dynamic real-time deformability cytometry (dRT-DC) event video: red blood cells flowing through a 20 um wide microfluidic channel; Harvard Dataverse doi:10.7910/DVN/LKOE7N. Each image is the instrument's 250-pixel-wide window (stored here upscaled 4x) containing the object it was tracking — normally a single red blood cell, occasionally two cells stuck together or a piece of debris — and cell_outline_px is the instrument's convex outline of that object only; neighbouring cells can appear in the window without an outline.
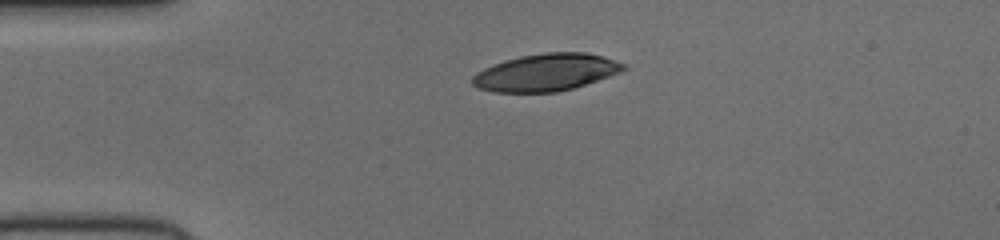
{"species": "human", "species_latin": "Homo sapiens", "temperature_condition": "cold", "stored_images_in_passage": 34, "camera_frame_rate_fps": 3000, "um_per_image_px": 0.085, "donor": {"sex": "female"}, "frame": {"image": 1, "passage_image": 1, "time_ms": 0.0, "image_size_px": [1000, 240], "cell_outline_px": [[628, 68], [620, 72], [572, 88], [556, 92], [492, 92], [480, 88], [472, 84], [472, 76], [476, 72], [484, 68], [504, 60], [520, 56], [544, 52], [584, 52], [600, 56], [628, 64]], "centroid_in_image_um": [46.39, 6.14], "position_along_channel_um": 38.6, "area_um2": 32.6}}
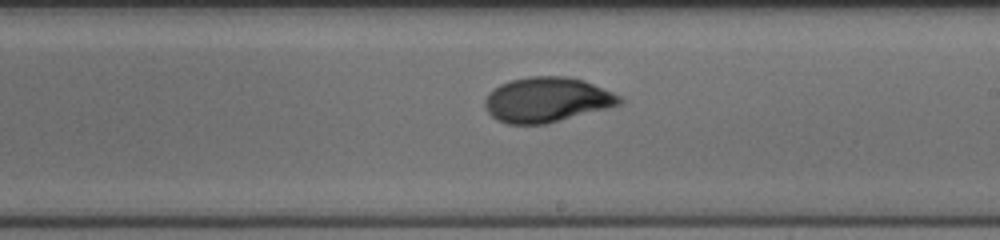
{"frame": {"image": 2, "passage_image": 19, "time_ms": 6.0, "image_size_px": [1000, 240], "cell_outline_px": [[624, 100], [620, 104], [544, 124], [508, 124], [496, 120], [484, 108], [484, 100], [488, 92], [492, 88], [508, 80], [528, 76], [568, 76], [584, 80], [612, 92], [620, 96]], "centroid_in_image_um": [46.41, 8.46], "position_along_channel_um": 242.6, "area_um2": 35.26}}
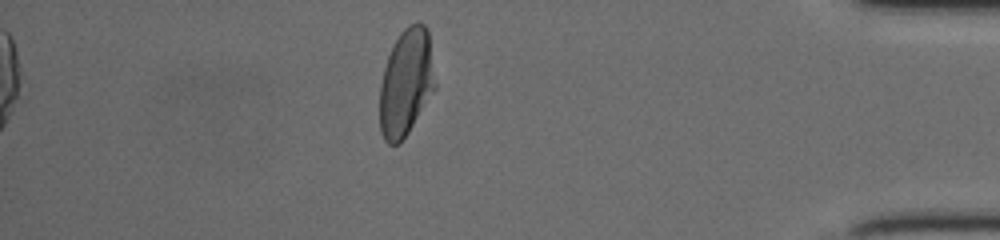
{"frame": {"image": 3, "passage_image": 34, "time_ms": 11.0, "image_size_px": [1000, 240], "cell_outline_px": [[436, 88], [408, 132], [400, 144], [388, 144], [384, 140], [380, 132], [380, 84], [384, 68], [388, 56], [400, 32], [408, 24], [416, 20], [424, 24], [428, 28], [436, 84]], "centroid_in_image_um": [34.53, 7.0], "position_along_channel_um": 400.7, "area_um2": 34.8}}